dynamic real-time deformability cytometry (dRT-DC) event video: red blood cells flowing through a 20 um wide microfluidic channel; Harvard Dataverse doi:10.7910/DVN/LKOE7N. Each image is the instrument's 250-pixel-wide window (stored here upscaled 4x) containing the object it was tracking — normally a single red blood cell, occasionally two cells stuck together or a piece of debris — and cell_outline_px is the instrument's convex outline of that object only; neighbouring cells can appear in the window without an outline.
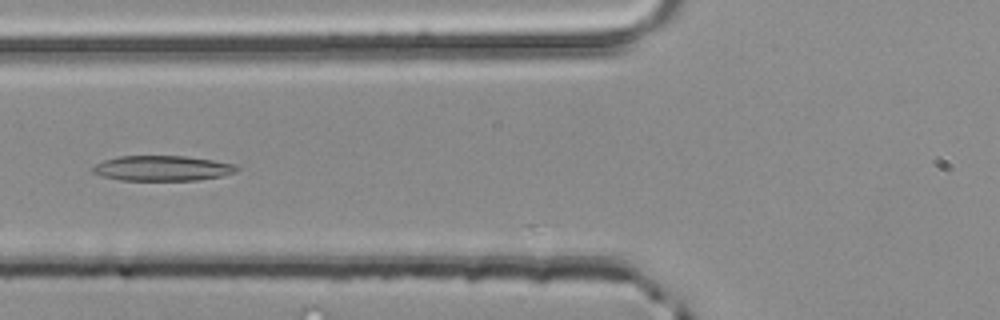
{"species": "common noctule bat (a hibernating species)", "species_latin": "Nyctalus noctula", "temperature_condition": "room temperature", "stored_images_in_passage": 5, "camera_frame_rate_fps": 3000, "um_per_image_px": 0.085, "animal": {"sex": "male", "body_mass_g": 20.4}, "frame": {"image": 1, "passage_image": 3, "time_ms": 0.667, "image_size_px": [1000, 320], "cell_outline_px": [[240, 168], [236, 172], [224, 176], [196, 180], [120, 180], [104, 176], [92, 172], [92, 168], [96, 164], [104, 160], [120, 156], [184, 156], [212, 160], [236, 164]], "centroid_in_image_um": [13.84, 14.3], "position_along_channel_um": 112.0, "area_um2": 21.1}}